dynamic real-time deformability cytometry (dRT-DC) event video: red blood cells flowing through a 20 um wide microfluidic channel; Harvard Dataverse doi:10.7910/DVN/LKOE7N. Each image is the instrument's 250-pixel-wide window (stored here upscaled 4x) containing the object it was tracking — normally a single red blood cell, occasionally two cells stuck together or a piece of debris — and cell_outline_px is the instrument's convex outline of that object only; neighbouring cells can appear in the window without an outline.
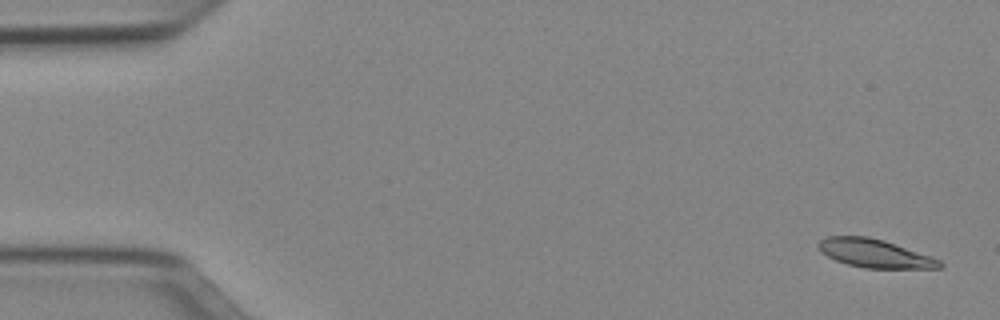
{"species": "Egyptian fruit bat (a non-hibernating species)", "species_latin": "Rousettus aegyptiacus", "temperature_condition": "cold", "stored_images_in_passage": 50, "camera_frame_rate_fps": 3000, "um_per_image_px": 0.085, "animal": {"sex": "female"}, "frame": {"image": 1, "passage_image": 1, "time_ms": 0.0, "image_size_px": [1000, 320], "cell_outline_px": [[944, 264], [940, 268], [864, 268], [848, 264], [836, 260], [820, 252], [816, 244], [824, 236], [868, 236], [884, 240], [932, 256], [940, 260]], "centroid_in_image_um": [74.34, 21.53], "position_along_channel_um": 10.7, "area_um2": 20.17}}
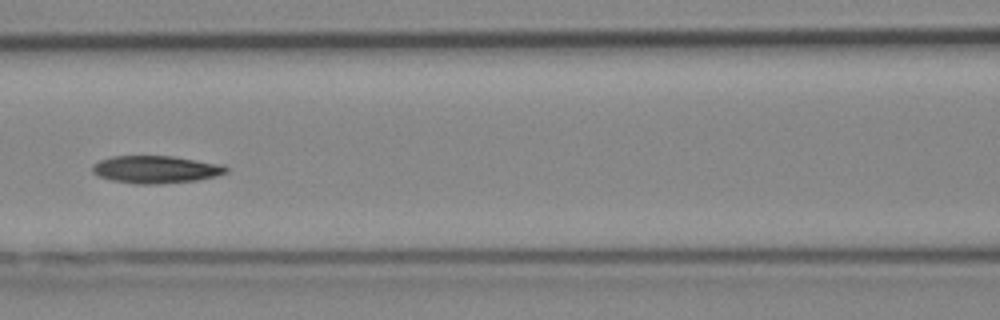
{"frame": {"image": 2, "passage_image": 22, "time_ms": 7.0, "image_size_px": [1000, 320], "cell_outline_px": [[228, 172], [216, 176], [196, 180], [160, 184], [136, 184], [112, 180], [96, 176], [92, 172], [92, 164], [100, 160], [112, 156], [172, 156], [224, 164], [228, 168]], "centroid_in_image_um": [13.24, 14.4], "position_along_channel_um": 153.4, "area_um2": 21.62}}
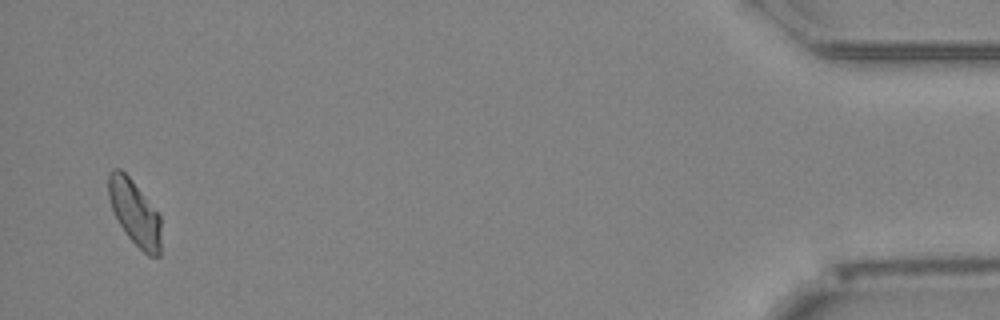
{"frame": {"image": 3, "passage_image": 49, "time_ms": 16.0, "image_size_px": [1000, 320], "cell_outline_px": [[160, 256], [148, 256], [128, 236], [120, 224], [112, 208], [108, 196], [108, 172], [112, 168], [120, 168], [132, 180], [160, 216]], "centroid_in_image_um": [11.43, 18.05], "position_along_channel_um": 423.8, "area_um2": 19.59}, "authors_computed_cell_mechanics": {"area_um2": 20.808, "velocity_mm_per_s": 3.9146, "shape_relaxation_time_tau1_ms": 5.7196, "shape_relaxation_time_tau2_ms": null, "deformation_change_tau1": 0.1381, "deformation_change_tau2": null}}